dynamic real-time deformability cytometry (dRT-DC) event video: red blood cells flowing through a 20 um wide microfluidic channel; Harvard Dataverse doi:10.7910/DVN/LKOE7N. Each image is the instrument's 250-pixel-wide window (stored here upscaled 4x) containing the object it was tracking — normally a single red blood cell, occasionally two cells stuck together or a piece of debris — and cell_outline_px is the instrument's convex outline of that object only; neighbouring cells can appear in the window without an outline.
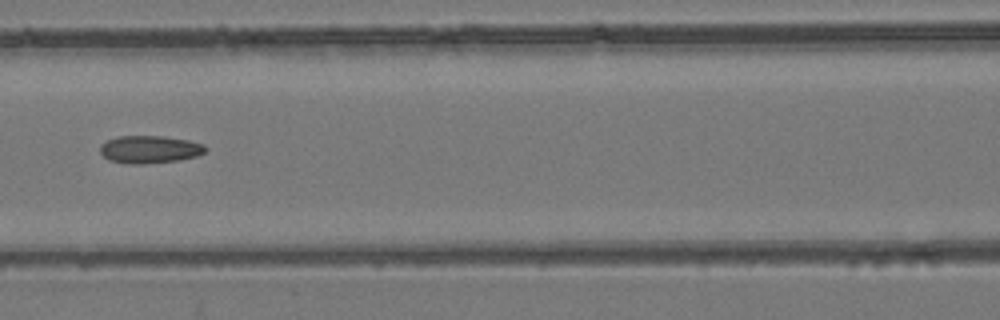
{"species": "common noctule bat (a hibernating species)", "species_latin": "Nyctalus noctula", "temperature_condition": "room temperature", "stored_images_in_passage": 5, "camera_frame_rate_fps": 3000, "um_per_image_px": 0.085, "animal": {"sex": "female", "body_mass_g": 24.6, "forearm_length_mm": 56.2}, "frame": {"image": 1, "passage_image": 5, "time_ms": 8.0, "image_size_px": [1000, 320], "cell_outline_px": [[208, 148], [204, 152], [196, 156], [176, 160], [144, 164], [128, 164], [108, 160], [100, 152], [100, 144], [108, 140], [120, 136], [160, 136], [188, 140], [204, 144]], "centroid_in_image_um": [12.7, 12.7], "position_along_channel_um": 153.9, "area_um2": 16.88}}